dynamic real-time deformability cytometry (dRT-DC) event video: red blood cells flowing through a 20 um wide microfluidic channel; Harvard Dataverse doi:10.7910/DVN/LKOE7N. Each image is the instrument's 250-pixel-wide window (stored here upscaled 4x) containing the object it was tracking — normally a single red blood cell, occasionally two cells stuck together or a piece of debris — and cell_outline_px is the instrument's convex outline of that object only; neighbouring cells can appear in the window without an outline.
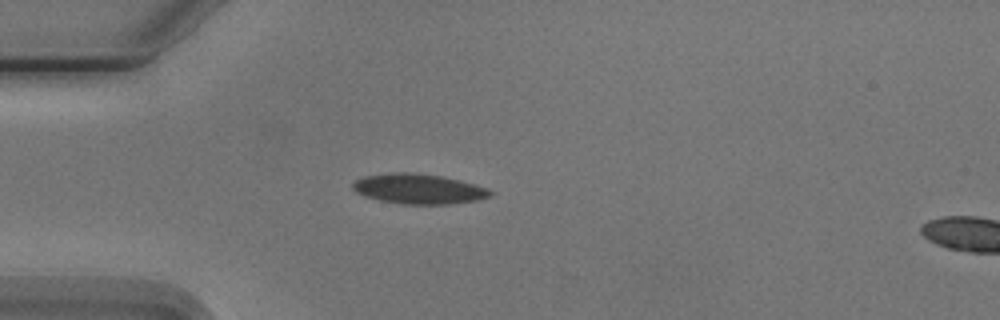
{"species": "Egyptian fruit bat (a non-hibernating species)", "species_latin": "Rousettus aegyptiacus", "temperature_condition": "cold", "stored_images_in_passage": 2, "camera_frame_rate_fps": 3000, "um_per_image_px": 0.085, "animal": {"sex": "male"}, "frame": {"image": 1, "passage_image": 2, "time_ms": 1.333, "image_size_px": [1000, 320], "cell_outline_px": [[496, 192], [492, 196], [480, 200], [448, 204], [400, 204], [380, 200], [364, 196], [356, 192], [352, 188], [352, 184], [356, 180], [364, 176], [392, 172], [412, 172], [444, 176], [460, 180], [488, 188]], "centroid_in_image_um": [35.63, 16.05], "position_along_channel_um": 49.4, "area_um2": 24.39}}